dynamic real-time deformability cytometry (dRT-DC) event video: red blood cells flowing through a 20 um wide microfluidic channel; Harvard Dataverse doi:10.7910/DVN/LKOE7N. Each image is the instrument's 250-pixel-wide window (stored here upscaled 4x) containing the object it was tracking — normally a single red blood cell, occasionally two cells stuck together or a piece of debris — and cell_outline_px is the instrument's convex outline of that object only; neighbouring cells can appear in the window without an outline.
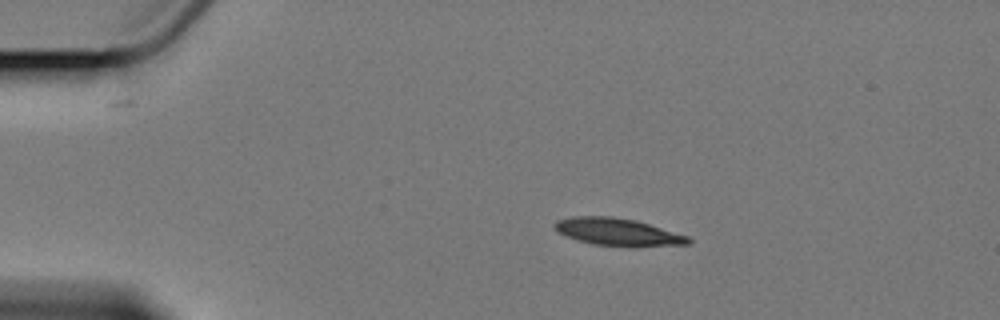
{"species": "Egyptian fruit bat (a non-hibernating species)", "species_latin": "Rousettus aegyptiacus", "temperature_condition": "cold", "stored_images_in_passage": 5, "camera_frame_rate_fps": 3000, "um_per_image_px": 0.085, "animal": {"sex": "female"}, "frame": {"image": 1, "passage_image": 3, "time_ms": 2.333, "image_size_px": [1000, 320], "cell_outline_px": [[692, 244], [592, 244], [576, 240], [556, 232], [552, 228], [552, 224], [556, 220], [572, 216], [612, 216], [636, 220], [688, 236], [692, 240]], "centroid_in_image_um": [52.37, 19.66], "position_along_channel_um": 32.6, "area_um2": 20.63}}